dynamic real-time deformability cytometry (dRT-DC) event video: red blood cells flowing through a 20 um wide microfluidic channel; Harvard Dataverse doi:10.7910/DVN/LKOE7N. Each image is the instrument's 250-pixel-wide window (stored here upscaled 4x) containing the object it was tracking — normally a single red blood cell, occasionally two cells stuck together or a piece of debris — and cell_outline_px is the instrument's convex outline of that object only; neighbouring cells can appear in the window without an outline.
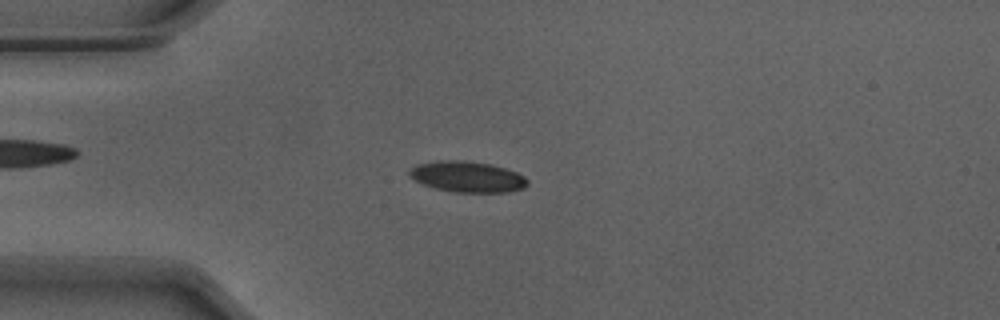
{"species": "Egyptian fruit bat (a non-hibernating species)", "species_latin": "Rousettus aegyptiacus", "temperature_condition": "warm", "stored_images_in_passage": 52, "camera_frame_rate_fps": 3000, "um_per_image_px": 0.085, "animal": {"sex": "male"}, "frame": {"image": 1, "passage_image": 13, "time_ms": 4.0, "image_size_px": [1000, 320], "cell_outline_px": [[528, 184], [524, 188], [508, 192], [452, 192], [436, 188], [424, 184], [408, 176], [408, 168], [416, 164], [440, 160], [460, 160], [492, 164], [516, 172], [524, 176], [528, 180]], "centroid_in_image_um": [39.71, 15.02], "position_along_channel_um": 45.3, "area_um2": 21.33}}
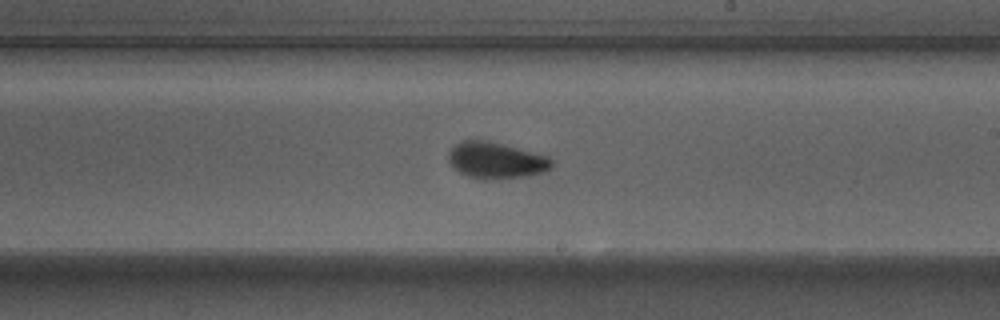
{"frame": {"image": 2, "passage_image": 30, "time_ms": 9.667, "image_size_px": [1000, 320], "cell_outline_px": [[552, 168], [544, 172], [524, 176], [492, 180], [480, 180], [468, 176], [460, 172], [448, 160], [448, 152], [460, 140], [488, 140], [504, 144], [548, 156], [552, 160]], "centroid_in_image_um": [42.16, 13.63], "position_along_channel_um": 246.8, "area_um2": 21.96}}
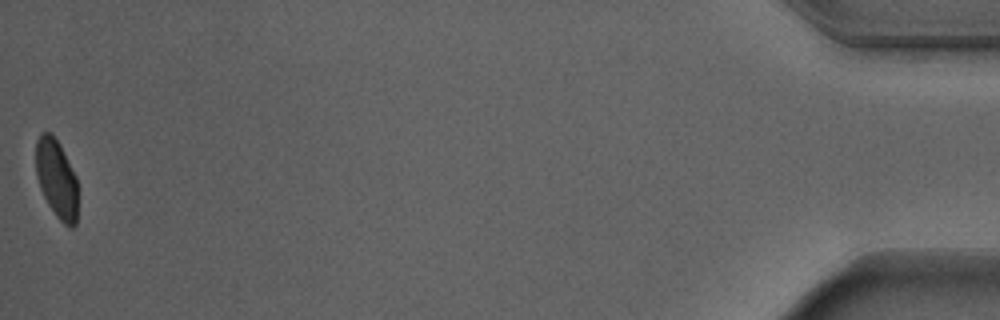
{"frame": {"image": 3, "passage_image": 52, "time_ms": 17.0, "image_size_px": [1000, 320], "cell_outline_px": [[76, 224], [72, 228], [68, 228], [56, 216], [48, 204], [40, 188], [36, 176], [36, 140], [40, 132], [52, 132], [60, 144], [76, 176]], "centroid_in_image_um": [4.79, 15.16], "position_along_channel_um": 430.4, "area_um2": 19.25}, "authors_computed_cell_mechanics": {"area_um2": 21.0681, "velocity_mm_per_s": 3.8845, "shape_relaxation_time_tau1_ms": 3.1856, "shape_relaxation_time_tau2_ms": 1.2248, "deformation_change_tau1": 0.1294, "deformation_change_tau2": 0.0513}}